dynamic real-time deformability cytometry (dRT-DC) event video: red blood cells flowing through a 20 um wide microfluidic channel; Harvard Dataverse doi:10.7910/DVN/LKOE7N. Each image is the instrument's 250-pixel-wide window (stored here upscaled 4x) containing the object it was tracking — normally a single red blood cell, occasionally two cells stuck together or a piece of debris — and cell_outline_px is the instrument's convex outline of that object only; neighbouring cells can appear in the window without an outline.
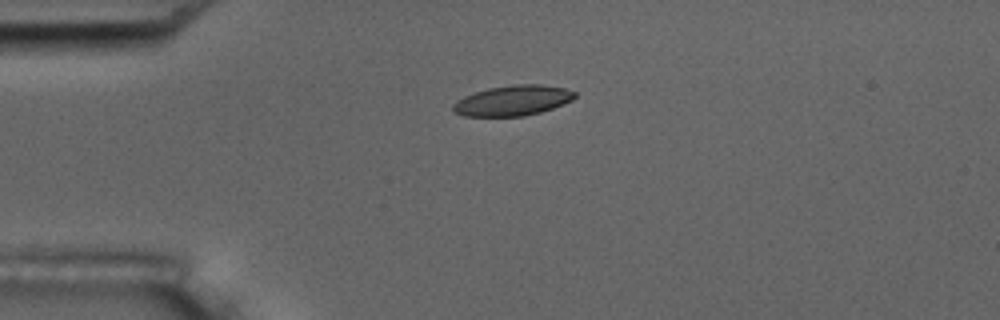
{"species": "common noctule bat (a hibernating species)", "species_latin": "Nyctalus noctula", "temperature_condition": "room temperature", "stored_images_in_passage": 3, "camera_frame_rate_fps": 3000, "um_per_image_px": 0.085, "animal": {"sex": "male", "body_mass_g": 17.5, "forearm_length_mm": 52.3}, "frame": {"image": 1, "passage_image": 1, "time_ms": 0.0, "image_size_px": [1000, 320], "cell_outline_px": [[576, 96], [572, 100], [552, 108], [540, 112], [524, 116], [464, 116], [456, 112], [452, 108], [452, 104], [456, 100], [464, 96], [488, 88], [516, 84], [540, 84], [564, 88], [576, 92]], "centroid_in_image_um": [43.58, 8.54], "position_along_channel_um": 41.4, "area_um2": 21.39}}